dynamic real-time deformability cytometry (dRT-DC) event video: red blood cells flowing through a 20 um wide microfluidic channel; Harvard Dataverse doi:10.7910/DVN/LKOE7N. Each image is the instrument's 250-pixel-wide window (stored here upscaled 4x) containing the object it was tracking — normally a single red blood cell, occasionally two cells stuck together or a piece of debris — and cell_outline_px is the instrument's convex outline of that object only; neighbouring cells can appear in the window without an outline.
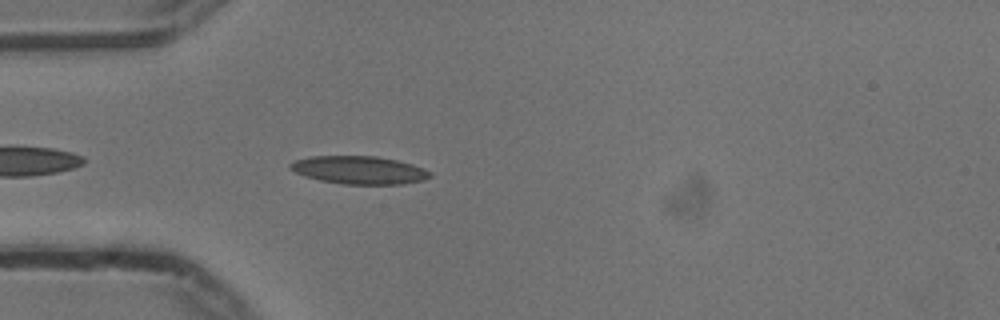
{"species": "common noctule bat (a hibernating species)", "species_latin": "Nyctalus noctula", "temperature_condition": "cold", "stored_images_in_passage": 42, "camera_frame_rate_fps": 3000, "um_per_image_px": 0.085, "animal": {"sex": "male", "body_mass_g": 13.3}, "frame": {"image": 1, "passage_image": 3, "time_ms": 0.667, "image_size_px": [1000, 320], "cell_outline_px": [[432, 176], [424, 180], [404, 184], [340, 184], [320, 180], [304, 176], [288, 168], [288, 164], [296, 160], [312, 156], [376, 156], [396, 160], [412, 164], [424, 168], [432, 172]], "centroid_in_image_um": [30.54, 14.46], "position_along_channel_um": 54.5, "area_um2": 22.89}}
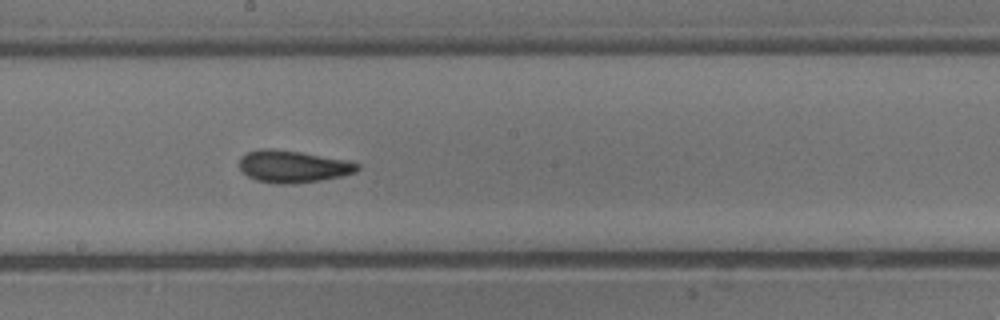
{"frame": {"image": 2, "passage_image": 17, "time_ms": 5.333, "image_size_px": [1000, 320], "cell_outline_px": [[360, 168], [356, 172], [344, 176], [320, 180], [292, 184], [276, 184], [256, 180], [248, 176], [240, 168], [240, 156], [248, 152], [260, 148], [268, 148], [300, 152], [348, 160], [360, 164]], "centroid_in_image_um": [24.92, 14.15], "position_along_channel_um": 223.3, "area_um2": 22.2}}
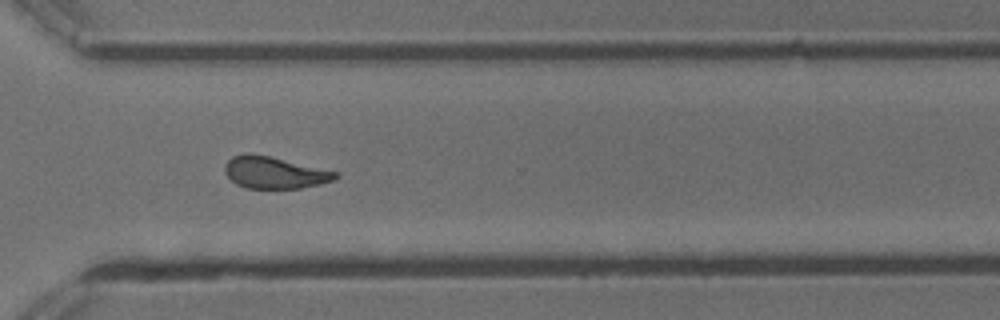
{"frame": {"image": 3, "passage_image": 27, "time_ms": 8.667, "image_size_px": [1000, 320], "cell_outline_px": [[340, 176], [336, 180], [320, 184], [300, 188], [248, 188], [236, 184], [224, 172], [224, 164], [232, 156], [244, 152], [248, 152], [268, 156], [340, 172]], "centroid_in_image_um": [23.34, 14.66], "position_along_channel_um": 347.3, "area_um2": 20.69}, "authors_computed_cell_mechanics": {"area_um2": 21.1548, "velocity_mm_per_s": 3.7342, "shape_relaxation_time_tau1_ms": 10.3507, "shape_relaxation_time_tau2_ms": 2.1967, "deformation_change_tau1": 0.1896, "deformation_change_tau2": 0.093}}